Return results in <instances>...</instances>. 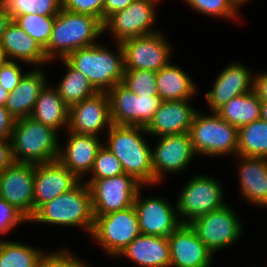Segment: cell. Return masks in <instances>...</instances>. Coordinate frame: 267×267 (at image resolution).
Here are the masks:
<instances>
[{"mask_svg":"<svg viewBox=\"0 0 267 267\" xmlns=\"http://www.w3.org/2000/svg\"><path fill=\"white\" fill-rule=\"evenodd\" d=\"M9 92L0 86V105L5 106Z\"/></svg>","mask_w":267,"mask_h":267,"instance_id":"48","label":"cell"},{"mask_svg":"<svg viewBox=\"0 0 267 267\" xmlns=\"http://www.w3.org/2000/svg\"><path fill=\"white\" fill-rule=\"evenodd\" d=\"M67 133L68 141L65 142L64 147L60 143L57 160L80 180H85L103 141L99 136L77 134L68 130Z\"/></svg>","mask_w":267,"mask_h":267,"instance_id":"21","label":"cell"},{"mask_svg":"<svg viewBox=\"0 0 267 267\" xmlns=\"http://www.w3.org/2000/svg\"><path fill=\"white\" fill-rule=\"evenodd\" d=\"M142 188L134 200L141 234L168 237L182 223L175 205L161 196H142Z\"/></svg>","mask_w":267,"mask_h":267,"instance_id":"15","label":"cell"},{"mask_svg":"<svg viewBox=\"0 0 267 267\" xmlns=\"http://www.w3.org/2000/svg\"><path fill=\"white\" fill-rule=\"evenodd\" d=\"M238 155L267 158V122L258 119L238 128Z\"/></svg>","mask_w":267,"mask_h":267,"instance_id":"32","label":"cell"},{"mask_svg":"<svg viewBox=\"0 0 267 267\" xmlns=\"http://www.w3.org/2000/svg\"><path fill=\"white\" fill-rule=\"evenodd\" d=\"M29 220L14 206L0 198V239L1 235H7L12 229L17 228L21 223H28Z\"/></svg>","mask_w":267,"mask_h":267,"instance_id":"39","label":"cell"},{"mask_svg":"<svg viewBox=\"0 0 267 267\" xmlns=\"http://www.w3.org/2000/svg\"><path fill=\"white\" fill-rule=\"evenodd\" d=\"M15 119L0 105V138L10 139Z\"/></svg>","mask_w":267,"mask_h":267,"instance_id":"43","label":"cell"},{"mask_svg":"<svg viewBox=\"0 0 267 267\" xmlns=\"http://www.w3.org/2000/svg\"><path fill=\"white\" fill-rule=\"evenodd\" d=\"M103 145L121 162L124 173L143 186H154L152 150L143 126L112 125L106 132ZM143 135V136H142Z\"/></svg>","mask_w":267,"mask_h":267,"instance_id":"1","label":"cell"},{"mask_svg":"<svg viewBox=\"0 0 267 267\" xmlns=\"http://www.w3.org/2000/svg\"><path fill=\"white\" fill-rule=\"evenodd\" d=\"M185 4L201 13L203 16H209L212 18H223L234 20L236 22L240 19V7L237 5L235 0H182ZM240 19V20H239Z\"/></svg>","mask_w":267,"mask_h":267,"instance_id":"34","label":"cell"},{"mask_svg":"<svg viewBox=\"0 0 267 267\" xmlns=\"http://www.w3.org/2000/svg\"><path fill=\"white\" fill-rule=\"evenodd\" d=\"M237 5L241 8L242 6L248 4L249 1L251 0H235Z\"/></svg>","mask_w":267,"mask_h":267,"instance_id":"50","label":"cell"},{"mask_svg":"<svg viewBox=\"0 0 267 267\" xmlns=\"http://www.w3.org/2000/svg\"><path fill=\"white\" fill-rule=\"evenodd\" d=\"M7 57L5 55V52L3 50V48L0 45V68L5 64V62L7 61Z\"/></svg>","mask_w":267,"mask_h":267,"instance_id":"49","label":"cell"},{"mask_svg":"<svg viewBox=\"0 0 267 267\" xmlns=\"http://www.w3.org/2000/svg\"><path fill=\"white\" fill-rule=\"evenodd\" d=\"M35 164L14 162L0 173V198L28 220L34 215Z\"/></svg>","mask_w":267,"mask_h":267,"instance_id":"16","label":"cell"},{"mask_svg":"<svg viewBox=\"0 0 267 267\" xmlns=\"http://www.w3.org/2000/svg\"><path fill=\"white\" fill-rule=\"evenodd\" d=\"M107 93L114 125L146 127L162 102L159 95L138 96L122 83L116 84Z\"/></svg>","mask_w":267,"mask_h":267,"instance_id":"12","label":"cell"},{"mask_svg":"<svg viewBox=\"0 0 267 267\" xmlns=\"http://www.w3.org/2000/svg\"><path fill=\"white\" fill-rule=\"evenodd\" d=\"M59 61L66 71L59 84L54 87L69 108L98 92L82 72L73 68L65 59Z\"/></svg>","mask_w":267,"mask_h":267,"instance_id":"30","label":"cell"},{"mask_svg":"<svg viewBox=\"0 0 267 267\" xmlns=\"http://www.w3.org/2000/svg\"><path fill=\"white\" fill-rule=\"evenodd\" d=\"M81 180L58 160L35 164L34 214L45 203L74 188Z\"/></svg>","mask_w":267,"mask_h":267,"instance_id":"20","label":"cell"},{"mask_svg":"<svg viewBox=\"0 0 267 267\" xmlns=\"http://www.w3.org/2000/svg\"><path fill=\"white\" fill-rule=\"evenodd\" d=\"M14 162L11 140L0 138V173Z\"/></svg>","mask_w":267,"mask_h":267,"instance_id":"42","label":"cell"},{"mask_svg":"<svg viewBox=\"0 0 267 267\" xmlns=\"http://www.w3.org/2000/svg\"><path fill=\"white\" fill-rule=\"evenodd\" d=\"M191 100L162 101L152 120L145 127L149 137L188 133L199 110Z\"/></svg>","mask_w":267,"mask_h":267,"instance_id":"22","label":"cell"},{"mask_svg":"<svg viewBox=\"0 0 267 267\" xmlns=\"http://www.w3.org/2000/svg\"><path fill=\"white\" fill-rule=\"evenodd\" d=\"M197 86L187 72L172 62L156 72L157 92L162 101L192 100L197 96Z\"/></svg>","mask_w":267,"mask_h":267,"instance_id":"27","label":"cell"},{"mask_svg":"<svg viewBox=\"0 0 267 267\" xmlns=\"http://www.w3.org/2000/svg\"><path fill=\"white\" fill-rule=\"evenodd\" d=\"M60 135L32 117L16 119L11 133L15 162L41 164L58 159Z\"/></svg>","mask_w":267,"mask_h":267,"instance_id":"5","label":"cell"},{"mask_svg":"<svg viewBox=\"0 0 267 267\" xmlns=\"http://www.w3.org/2000/svg\"><path fill=\"white\" fill-rule=\"evenodd\" d=\"M112 125L107 92H97L69 108L67 130L70 132L98 136L107 132Z\"/></svg>","mask_w":267,"mask_h":267,"instance_id":"17","label":"cell"},{"mask_svg":"<svg viewBox=\"0 0 267 267\" xmlns=\"http://www.w3.org/2000/svg\"><path fill=\"white\" fill-rule=\"evenodd\" d=\"M220 181L213 176L196 174L180 189L176 203L182 224H189L206 213L222 208L227 201ZM226 201V203H225Z\"/></svg>","mask_w":267,"mask_h":267,"instance_id":"7","label":"cell"},{"mask_svg":"<svg viewBox=\"0 0 267 267\" xmlns=\"http://www.w3.org/2000/svg\"><path fill=\"white\" fill-rule=\"evenodd\" d=\"M41 67L29 68L18 86L8 94L5 109L16 119L29 117L40 90L47 83V74Z\"/></svg>","mask_w":267,"mask_h":267,"instance_id":"26","label":"cell"},{"mask_svg":"<svg viewBox=\"0 0 267 267\" xmlns=\"http://www.w3.org/2000/svg\"><path fill=\"white\" fill-rule=\"evenodd\" d=\"M254 74L241 62L226 65L204 96L210 112H216L233 97L251 92Z\"/></svg>","mask_w":267,"mask_h":267,"instance_id":"19","label":"cell"},{"mask_svg":"<svg viewBox=\"0 0 267 267\" xmlns=\"http://www.w3.org/2000/svg\"><path fill=\"white\" fill-rule=\"evenodd\" d=\"M5 0H0V7L4 5Z\"/></svg>","mask_w":267,"mask_h":267,"instance_id":"51","label":"cell"},{"mask_svg":"<svg viewBox=\"0 0 267 267\" xmlns=\"http://www.w3.org/2000/svg\"><path fill=\"white\" fill-rule=\"evenodd\" d=\"M254 94L261 100H267V71L254 74L253 90Z\"/></svg>","mask_w":267,"mask_h":267,"instance_id":"44","label":"cell"},{"mask_svg":"<svg viewBox=\"0 0 267 267\" xmlns=\"http://www.w3.org/2000/svg\"><path fill=\"white\" fill-rule=\"evenodd\" d=\"M20 63L23 64V62L7 60L0 68V86L9 93L18 86L26 73Z\"/></svg>","mask_w":267,"mask_h":267,"instance_id":"41","label":"cell"},{"mask_svg":"<svg viewBox=\"0 0 267 267\" xmlns=\"http://www.w3.org/2000/svg\"><path fill=\"white\" fill-rule=\"evenodd\" d=\"M87 178L84 182L91 193L94 216L121 211L133 206L138 191L145 188L126 173L111 178Z\"/></svg>","mask_w":267,"mask_h":267,"instance_id":"11","label":"cell"},{"mask_svg":"<svg viewBox=\"0 0 267 267\" xmlns=\"http://www.w3.org/2000/svg\"><path fill=\"white\" fill-rule=\"evenodd\" d=\"M56 15L24 14L13 20L44 49L51 38Z\"/></svg>","mask_w":267,"mask_h":267,"instance_id":"33","label":"cell"},{"mask_svg":"<svg viewBox=\"0 0 267 267\" xmlns=\"http://www.w3.org/2000/svg\"><path fill=\"white\" fill-rule=\"evenodd\" d=\"M44 252V249L21 241L3 239L0 242V267H38Z\"/></svg>","mask_w":267,"mask_h":267,"instance_id":"31","label":"cell"},{"mask_svg":"<svg viewBox=\"0 0 267 267\" xmlns=\"http://www.w3.org/2000/svg\"><path fill=\"white\" fill-rule=\"evenodd\" d=\"M101 35L103 23L98 18L62 9L55 16L50 41L44 48L45 56L50 64L65 59L77 49L97 44Z\"/></svg>","mask_w":267,"mask_h":267,"instance_id":"2","label":"cell"},{"mask_svg":"<svg viewBox=\"0 0 267 267\" xmlns=\"http://www.w3.org/2000/svg\"><path fill=\"white\" fill-rule=\"evenodd\" d=\"M12 20L13 19L11 18V15L7 11V9L4 6L0 7V44L2 41L3 33Z\"/></svg>","mask_w":267,"mask_h":267,"instance_id":"46","label":"cell"},{"mask_svg":"<svg viewBox=\"0 0 267 267\" xmlns=\"http://www.w3.org/2000/svg\"><path fill=\"white\" fill-rule=\"evenodd\" d=\"M163 31L138 36L121 43L125 69L159 71L171 62L173 48Z\"/></svg>","mask_w":267,"mask_h":267,"instance_id":"13","label":"cell"},{"mask_svg":"<svg viewBox=\"0 0 267 267\" xmlns=\"http://www.w3.org/2000/svg\"><path fill=\"white\" fill-rule=\"evenodd\" d=\"M156 138L158 139L155 147H151L154 186L162 184L165 179L164 174L170 173L177 176L185 172L196 156L189 133Z\"/></svg>","mask_w":267,"mask_h":267,"instance_id":"14","label":"cell"},{"mask_svg":"<svg viewBox=\"0 0 267 267\" xmlns=\"http://www.w3.org/2000/svg\"><path fill=\"white\" fill-rule=\"evenodd\" d=\"M116 50L98 42L92 46L77 49L65 60L82 72L98 92H108L122 83L124 76V55L120 43H114Z\"/></svg>","mask_w":267,"mask_h":267,"instance_id":"4","label":"cell"},{"mask_svg":"<svg viewBox=\"0 0 267 267\" xmlns=\"http://www.w3.org/2000/svg\"><path fill=\"white\" fill-rule=\"evenodd\" d=\"M122 84L138 96L158 95L156 71L125 69Z\"/></svg>","mask_w":267,"mask_h":267,"instance_id":"36","label":"cell"},{"mask_svg":"<svg viewBox=\"0 0 267 267\" xmlns=\"http://www.w3.org/2000/svg\"><path fill=\"white\" fill-rule=\"evenodd\" d=\"M14 19L18 15H57L62 10V0H5L3 5Z\"/></svg>","mask_w":267,"mask_h":267,"instance_id":"35","label":"cell"},{"mask_svg":"<svg viewBox=\"0 0 267 267\" xmlns=\"http://www.w3.org/2000/svg\"><path fill=\"white\" fill-rule=\"evenodd\" d=\"M38 267H91L88 263L70 248H61L56 251H45L42 255Z\"/></svg>","mask_w":267,"mask_h":267,"instance_id":"38","label":"cell"},{"mask_svg":"<svg viewBox=\"0 0 267 267\" xmlns=\"http://www.w3.org/2000/svg\"><path fill=\"white\" fill-rule=\"evenodd\" d=\"M170 267H211L213 252L190 224H181L169 236Z\"/></svg>","mask_w":267,"mask_h":267,"instance_id":"18","label":"cell"},{"mask_svg":"<svg viewBox=\"0 0 267 267\" xmlns=\"http://www.w3.org/2000/svg\"><path fill=\"white\" fill-rule=\"evenodd\" d=\"M135 0H105L103 5V22L112 14L117 13Z\"/></svg>","mask_w":267,"mask_h":267,"instance_id":"45","label":"cell"},{"mask_svg":"<svg viewBox=\"0 0 267 267\" xmlns=\"http://www.w3.org/2000/svg\"><path fill=\"white\" fill-rule=\"evenodd\" d=\"M0 45L8 60L23 62L31 67H43L50 64L42 46L14 20L3 33Z\"/></svg>","mask_w":267,"mask_h":267,"instance_id":"25","label":"cell"},{"mask_svg":"<svg viewBox=\"0 0 267 267\" xmlns=\"http://www.w3.org/2000/svg\"><path fill=\"white\" fill-rule=\"evenodd\" d=\"M91 193L81 180L74 188L43 204L29 223L77 227L90 237L94 226Z\"/></svg>","mask_w":267,"mask_h":267,"instance_id":"3","label":"cell"},{"mask_svg":"<svg viewBox=\"0 0 267 267\" xmlns=\"http://www.w3.org/2000/svg\"><path fill=\"white\" fill-rule=\"evenodd\" d=\"M230 204L194 219L190 226L214 253L228 249L243 236V223Z\"/></svg>","mask_w":267,"mask_h":267,"instance_id":"9","label":"cell"},{"mask_svg":"<svg viewBox=\"0 0 267 267\" xmlns=\"http://www.w3.org/2000/svg\"><path fill=\"white\" fill-rule=\"evenodd\" d=\"M125 257L133 267H170L168 237L140 234L116 258Z\"/></svg>","mask_w":267,"mask_h":267,"instance_id":"24","label":"cell"},{"mask_svg":"<svg viewBox=\"0 0 267 267\" xmlns=\"http://www.w3.org/2000/svg\"><path fill=\"white\" fill-rule=\"evenodd\" d=\"M260 119L267 122V100L261 101Z\"/></svg>","mask_w":267,"mask_h":267,"instance_id":"47","label":"cell"},{"mask_svg":"<svg viewBox=\"0 0 267 267\" xmlns=\"http://www.w3.org/2000/svg\"><path fill=\"white\" fill-rule=\"evenodd\" d=\"M208 113L198 110L190 126L188 133L194 153L210 158L235 157L238 154V128L216 112Z\"/></svg>","mask_w":267,"mask_h":267,"instance_id":"6","label":"cell"},{"mask_svg":"<svg viewBox=\"0 0 267 267\" xmlns=\"http://www.w3.org/2000/svg\"><path fill=\"white\" fill-rule=\"evenodd\" d=\"M94 218L90 237L113 259L141 234L134 206Z\"/></svg>","mask_w":267,"mask_h":267,"instance_id":"8","label":"cell"},{"mask_svg":"<svg viewBox=\"0 0 267 267\" xmlns=\"http://www.w3.org/2000/svg\"><path fill=\"white\" fill-rule=\"evenodd\" d=\"M216 113L230 125L240 128L260 119L261 100L251 91L233 97Z\"/></svg>","mask_w":267,"mask_h":267,"instance_id":"29","label":"cell"},{"mask_svg":"<svg viewBox=\"0 0 267 267\" xmlns=\"http://www.w3.org/2000/svg\"><path fill=\"white\" fill-rule=\"evenodd\" d=\"M162 0H135L125 9L110 15L103 22V34L109 32L115 43L158 32L154 28L158 2Z\"/></svg>","mask_w":267,"mask_h":267,"instance_id":"10","label":"cell"},{"mask_svg":"<svg viewBox=\"0 0 267 267\" xmlns=\"http://www.w3.org/2000/svg\"><path fill=\"white\" fill-rule=\"evenodd\" d=\"M104 1L105 0H62V9L94 16L103 23Z\"/></svg>","mask_w":267,"mask_h":267,"instance_id":"40","label":"cell"},{"mask_svg":"<svg viewBox=\"0 0 267 267\" xmlns=\"http://www.w3.org/2000/svg\"><path fill=\"white\" fill-rule=\"evenodd\" d=\"M121 162L104 145L98 150L93 167L90 171V179L111 178L123 174Z\"/></svg>","mask_w":267,"mask_h":267,"instance_id":"37","label":"cell"},{"mask_svg":"<svg viewBox=\"0 0 267 267\" xmlns=\"http://www.w3.org/2000/svg\"><path fill=\"white\" fill-rule=\"evenodd\" d=\"M34 120L56 131L68 129L69 107L59 96L57 89L46 83L40 90L36 104L30 115Z\"/></svg>","mask_w":267,"mask_h":267,"instance_id":"28","label":"cell"},{"mask_svg":"<svg viewBox=\"0 0 267 267\" xmlns=\"http://www.w3.org/2000/svg\"><path fill=\"white\" fill-rule=\"evenodd\" d=\"M235 158L242 199L258 208H267V158L238 154Z\"/></svg>","mask_w":267,"mask_h":267,"instance_id":"23","label":"cell"}]
</instances>
